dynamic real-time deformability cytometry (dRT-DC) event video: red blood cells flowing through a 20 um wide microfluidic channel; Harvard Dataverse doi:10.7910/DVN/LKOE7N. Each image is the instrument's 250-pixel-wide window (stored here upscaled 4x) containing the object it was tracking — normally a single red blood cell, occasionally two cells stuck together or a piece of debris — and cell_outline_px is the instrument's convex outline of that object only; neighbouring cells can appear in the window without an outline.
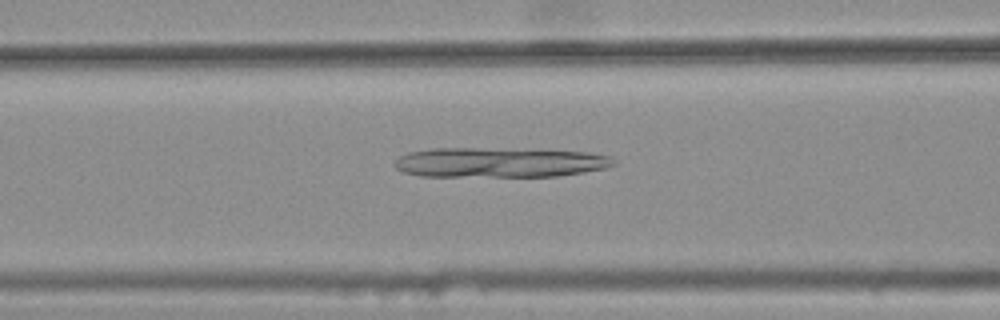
{"species": "common noctule bat (a hibernating species)", "species_latin": "Nyctalus noctula", "temperature_condition": "warm", "stored_images_in_passage": 46, "camera_frame_rate_fps": 3000, "um_per_image_px": 0.085, "animal": {"sex": "female", "body_mass_g": 25.1}, "frame": {"image": 1, "passage_image": 21, "time_ms": 6.667, "image_size_px": [1000, 320], "cell_outline_px": [[616, 164], [604, 168], [584, 172], [556, 176], [420, 176], [404, 172], [396, 168], [396, 160], [400, 156], [408, 152], [428, 148], [476, 148], [588, 152], [612, 156]], "centroid_in_image_um": [42.44, 13.8], "position_along_channel_um": 124.2, "area_um2": 37.86}}
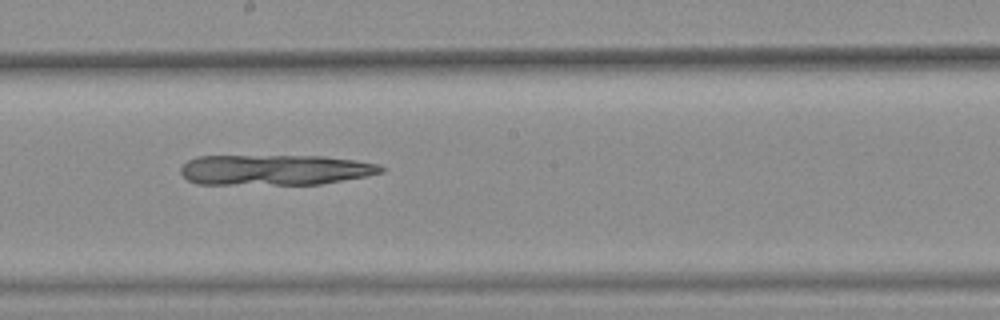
{"frame": {"image": 2, "passage_image": 29, "time_ms": 9.333, "image_size_px": [1000, 320], "cell_outline_px": [[388, 168], [384, 172], [368, 176], [320, 184], [196, 184], [188, 180], [180, 172], [180, 168], [188, 160], [196, 156], [324, 156], [380, 164]], "centroid_in_image_um": [23.4, 14.44], "position_along_channel_um": 224.8, "area_um2": 35.78}}
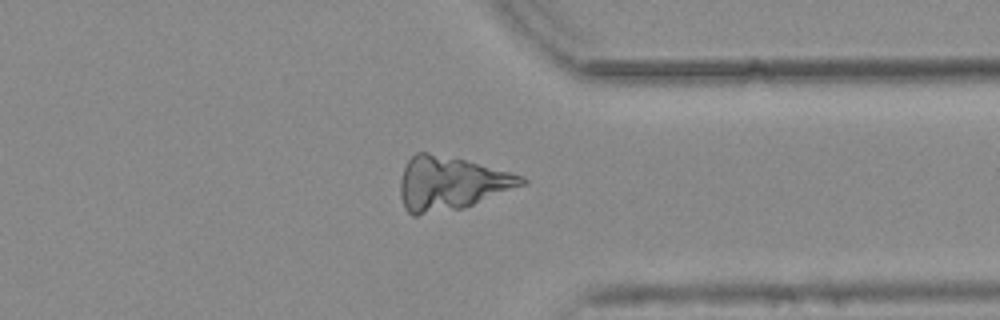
{"frame": {"image": 3, "passage_image": 41, "time_ms": 13.333, "image_size_px": [1000, 320], "cell_outline_px": [[528, 184], [464, 208], [416, 216], [412, 216], [404, 208], [400, 196], [400, 180], [404, 168], [408, 160], [416, 152], [428, 152], [464, 160], [524, 176], [528, 180]], "centroid_in_image_um": [38.32, 15.61], "position_along_channel_um": 373.1, "area_um2": 37.97}}